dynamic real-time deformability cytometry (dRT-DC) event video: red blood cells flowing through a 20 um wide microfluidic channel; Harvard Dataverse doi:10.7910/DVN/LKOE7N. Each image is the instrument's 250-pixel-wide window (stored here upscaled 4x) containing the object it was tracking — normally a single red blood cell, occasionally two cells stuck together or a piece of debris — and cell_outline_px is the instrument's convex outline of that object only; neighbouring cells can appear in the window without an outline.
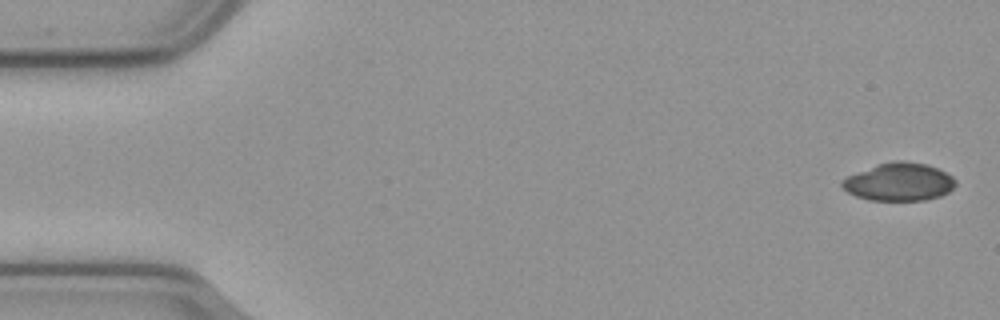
{"species": "common noctule bat (a hibernating species)", "species_latin": "Nyctalus noctula", "temperature_condition": "cold", "stored_images_in_passage": 9, "camera_frame_rate_fps": 3000, "um_per_image_px": 0.085, "animal": {"sex": "male", "body_mass_g": 23.1, "forearm_length_mm": 52.7}, "frame": {"image": 1, "passage_image": 1, "time_ms": 0.0, "image_size_px": [1000, 320], "cell_outline_px": [[956, 184], [948, 192], [940, 196], [924, 200], [868, 200], [856, 196], [848, 192], [840, 184], [840, 180], [848, 176], [876, 164], [896, 160], [904, 160], [928, 164], [952, 176], [956, 180]], "centroid_in_image_um": [76.41, 15.45], "position_along_channel_um": 8.6, "area_um2": 25.09}}